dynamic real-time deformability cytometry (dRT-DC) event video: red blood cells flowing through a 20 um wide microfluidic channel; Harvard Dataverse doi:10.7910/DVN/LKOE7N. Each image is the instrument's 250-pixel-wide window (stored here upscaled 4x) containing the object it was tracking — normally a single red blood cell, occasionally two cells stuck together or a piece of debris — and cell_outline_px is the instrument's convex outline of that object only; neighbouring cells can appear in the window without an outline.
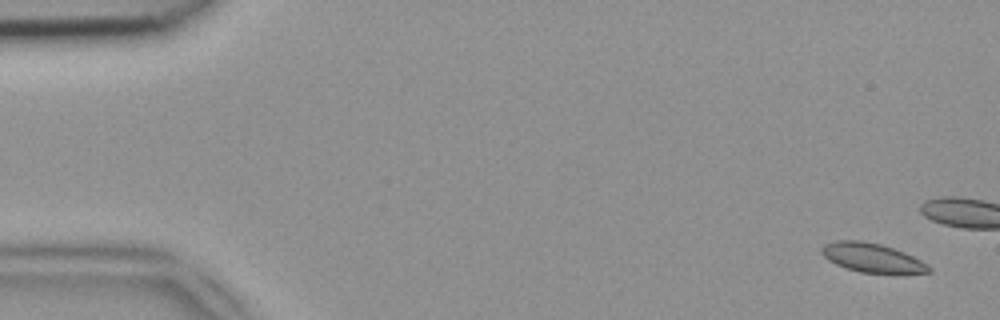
{"species": "common noctule bat (a hibernating species)", "species_latin": "Nyctalus noctula", "temperature_condition": "room temperature", "stored_images_in_passage": 15, "camera_frame_rate_fps": 3000, "um_per_image_px": 0.085, "animal": {"sex": "female", "body_mass_g": 18.4}, "frame": {"image": 1, "passage_image": 3, "time_ms": 0.667, "image_size_px": [1000, 320], "cell_outline_px": [[932, 272], [860, 272], [836, 264], [828, 260], [820, 252], [820, 248], [824, 244], [836, 240], [860, 240], [880, 244], [904, 252], [928, 264], [932, 268]], "centroid_in_image_um": [74.08, 21.88], "position_along_channel_um": 10.9, "area_um2": 17.8}}